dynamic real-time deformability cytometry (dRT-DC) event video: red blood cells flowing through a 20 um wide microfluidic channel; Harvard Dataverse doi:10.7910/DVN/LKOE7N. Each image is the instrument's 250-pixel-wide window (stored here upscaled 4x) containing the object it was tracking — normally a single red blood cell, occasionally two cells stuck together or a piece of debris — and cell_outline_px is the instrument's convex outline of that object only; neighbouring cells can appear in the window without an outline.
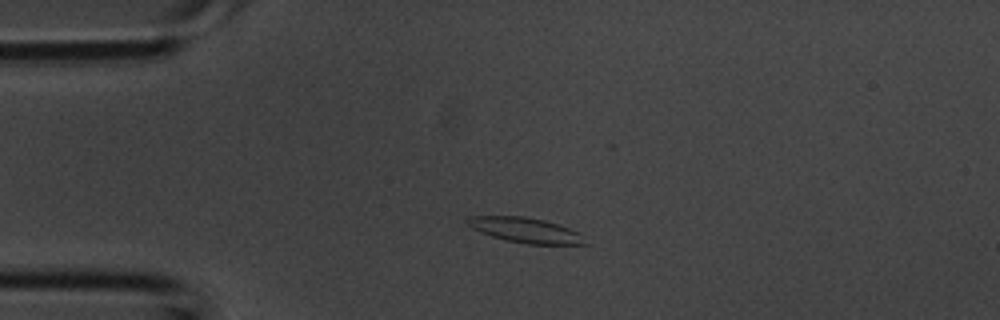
{"species": "common noctule bat (a hibernating species)", "species_latin": "Nyctalus noctula", "temperature_condition": "room temperature", "stored_images_in_passage": 3, "camera_frame_rate_fps": 3000, "um_per_image_px": 0.085, "animal": {"sex": "male", "body_mass_g": 20.1, "forearm_length_mm": 53.5}, "frame": {"image": 1, "passage_image": 1, "time_ms": 0.0, "image_size_px": [1000, 320], "cell_outline_px": [[588, 244], [524, 244], [492, 236], [480, 232], [472, 228], [464, 220], [468, 216], [524, 216], [544, 220], [580, 232]], "centroid_in_image_um": [44.65, 19.56], "position_along_channel_um": 40.4, "area_um2": 17.11}}
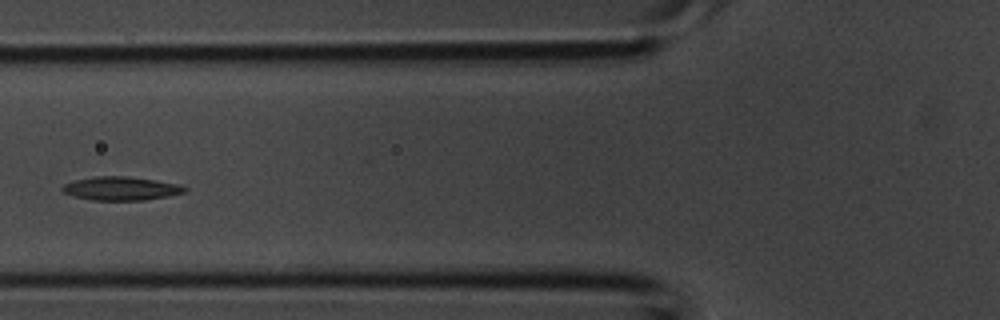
{"frame": {"image": 2, "passage_image": 3, "time_ms": 0.667, "image_size_px": [1000, 320], "cell_outline_px": [[188, 188], [184, 192], [168, 196], [144, 200], [92, 200], [72, 196], [60, 192], [60, 188], [64, 184], [76, 180], [96, 176], [128, 176], [156, 180], [180, 184]], "centroid_in_image_um": [10.26, 16.02], "position_along_channel_um": 115.5, "area_um2": 16.94}}